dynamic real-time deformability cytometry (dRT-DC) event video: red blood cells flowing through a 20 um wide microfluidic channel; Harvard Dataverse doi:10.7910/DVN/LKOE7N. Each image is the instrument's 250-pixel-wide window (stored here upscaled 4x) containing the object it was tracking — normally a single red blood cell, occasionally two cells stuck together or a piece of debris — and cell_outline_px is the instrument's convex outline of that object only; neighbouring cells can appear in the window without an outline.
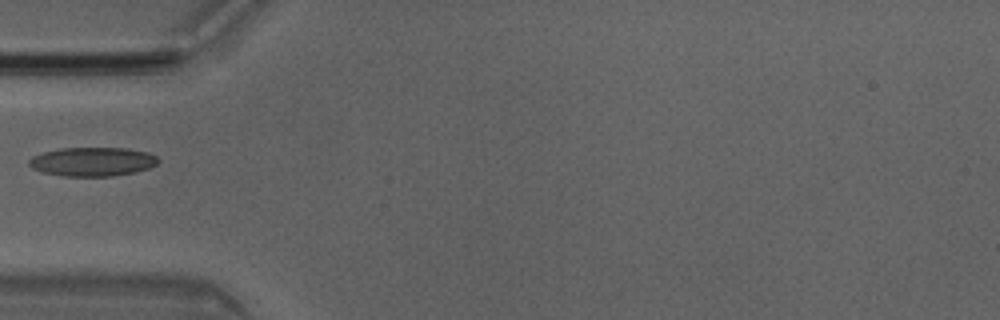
{"species": "Egyptian fruit bat (a non-hibernating species)", "species_latin": "Rousettus aegyptiacus", "temperature_condition": "room temperature", "stored_images_in_passage": 1, "camera_frame_rate_fps": 3000, "um_per_image_px": 0.085, "animal": {"sex": "male"}, "frame": {"image": 1, "passage_image": 1, "time_ms": 0.0, "image_size_px": [1000, 320], "cell_outline_px": [[160, 160], [156, 164], [148, 168], [136, 172], [112, 176], [64, 176], [44, 172], [32, 168], [28, 164], [28, 160], [32, 156], [44, 152], [60, 148], [124, 148], [148, 152], [156, 156]], "centroid_in_image_um": [7.86, 13.74], "position_along_channel_um": 77.1, "area_um2": 21.73}}